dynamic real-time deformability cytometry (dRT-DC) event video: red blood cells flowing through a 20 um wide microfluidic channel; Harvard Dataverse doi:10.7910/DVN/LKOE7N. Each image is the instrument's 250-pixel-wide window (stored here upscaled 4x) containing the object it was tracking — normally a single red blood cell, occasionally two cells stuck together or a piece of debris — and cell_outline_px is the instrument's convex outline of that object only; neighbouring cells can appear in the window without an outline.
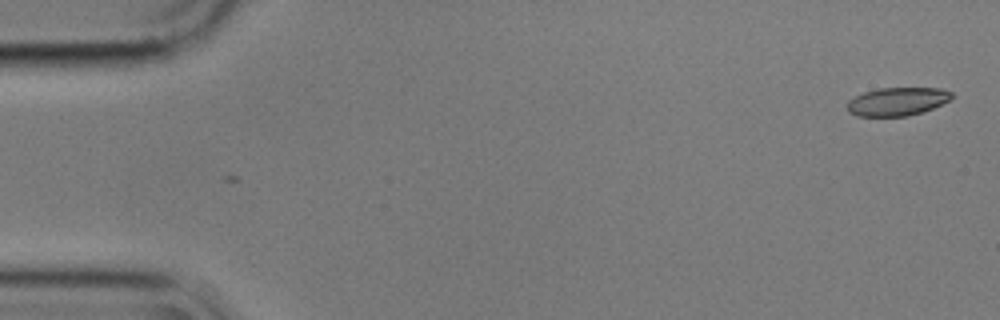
{"species": "common noctule bat (a hibernating species)", "species_latin": "Nyctalus noctula", "temperature_condition": "cold", "stored_images_in_passage": 4, "camera_frame_rate_fps": 3000, "um_per_image_px": 0.085, "animal": {"sex": "male", "body_mass_g": 17.9}, "frame": {"image": 1, "passage_image": 4, "time_ms": 1.0, "image_size_px": [1000, 320], "cell_outline_px": [[952, 96], [948, 100], [932, 108], [908, 116], [856, 116], [848, 112], [848, 100], [864, 92], [880, 88], [940, 88], [952, 92]], "centroid_in_image_um": [76.23, 8.63], "position_along_channel_um": 8.8, "area_um2": 16.99}}